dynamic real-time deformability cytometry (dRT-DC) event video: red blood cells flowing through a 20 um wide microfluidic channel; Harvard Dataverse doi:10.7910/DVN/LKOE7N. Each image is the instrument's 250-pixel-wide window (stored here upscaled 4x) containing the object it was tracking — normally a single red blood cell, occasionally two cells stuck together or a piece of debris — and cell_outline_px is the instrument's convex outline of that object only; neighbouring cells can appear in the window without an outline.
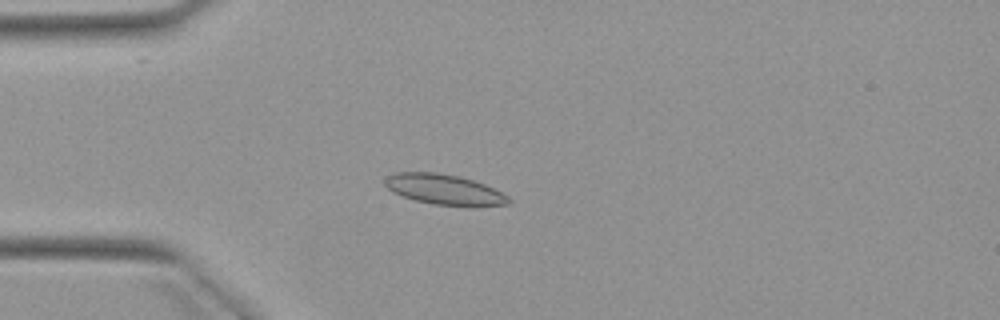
{"species": "Egyptian fruit bat (a non-hibernating species)", "species_latin": "Rousettus aegyptiacus", "temperature_condition": "warm", "stored_images_in_passage": 4, "camera_frame_rate_fps": 3000, "um_per_image_px": 0.085, "animal": {"sex": "female"}, "frame": {"image": 1, "passage_image": 3, "time_ms": 2.333, "image_size_px": [1000, 320], "cell_outline_px": [[512, 204], [472, 208], [468, 208], [432, 204], [416, 200], [392, 192], [384, 184], [384, 176], [392, 172], [436, 172], [460, 176], [484, 184], [508, 196], [512, 200]], "centroid_in_image_um": [37.79, 16.13], "position_along_channel_um": 47.2, "area_um2": 22.54}}